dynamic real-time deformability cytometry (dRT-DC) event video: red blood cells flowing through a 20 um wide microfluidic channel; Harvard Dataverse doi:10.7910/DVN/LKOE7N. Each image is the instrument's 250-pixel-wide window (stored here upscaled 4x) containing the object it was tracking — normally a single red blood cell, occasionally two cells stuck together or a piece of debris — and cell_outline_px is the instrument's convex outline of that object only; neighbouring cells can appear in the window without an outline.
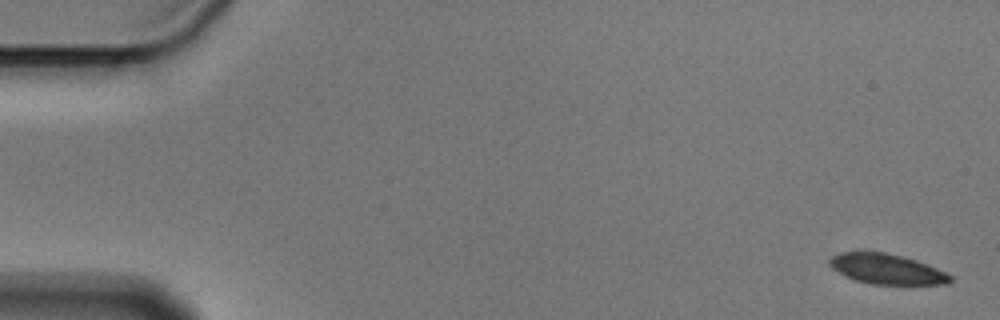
{"species": "Egyptian fruit bat (a non-hibernating species)", "species_latin": "Rousettus aegyptiacus", "temperature_condition": "cold", "stored_images_in_passage": 5, "camera_frame_rate_fps": 3000, "um_per_image_px": 0.085, "animal": {"sex": "male"}, "frame": {"image": 1, "passage_image": 1, "time_ms": 0.0, "image_size_px": [1000, 320], "cell_outline_px": [[952, 280], [948, 284], [872, 284], [856, 280], [844, 276], [836, 272], [828, 264], [828, 260], [832, 256], [840, 252], [884, 252], [904, 256], [916, 260], [936, 268], [952, 276]], "centroid_in_image_um": [75.33, 22.86], "position_along_channel_um": 9.7, "area_um2": 21.21}}